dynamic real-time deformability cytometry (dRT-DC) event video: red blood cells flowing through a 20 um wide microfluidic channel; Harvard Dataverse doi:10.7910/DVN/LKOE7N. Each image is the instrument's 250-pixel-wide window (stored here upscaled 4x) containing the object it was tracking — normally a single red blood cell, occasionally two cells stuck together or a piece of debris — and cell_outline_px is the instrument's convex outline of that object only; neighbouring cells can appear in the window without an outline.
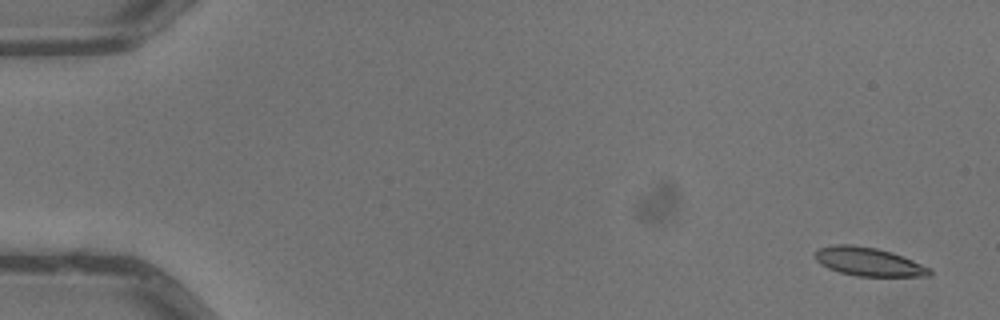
{"species": "common noctule bat (a hibernating species)", "species_latin": "Nyctalus noctula", "temperature_condition": "warm", "stored_images_in_passage": 4, "camera_frame_rate_fps": 3000, "um_per_image_px": 0.085, "animal": {"sex": "male", "body_mass_g": 13.3}, "frame": {"image": 1, "passage_image": 1, "time_ms": 0.0, "image_size_px": [1000, 320], "cell_outline_px": [[932, 276], [856, 276], [840, 272], [828, 268], [820, 264], [816, 260], [816, 252], [820, 248], [832, 244], [852, 244], [876, 248], [892, 252], [904, 256], [932, 268]], "centroid_in_image_um": [73.87, 22.24], "position_along_channel_um": 11.1, "area_um2": 19.19}}